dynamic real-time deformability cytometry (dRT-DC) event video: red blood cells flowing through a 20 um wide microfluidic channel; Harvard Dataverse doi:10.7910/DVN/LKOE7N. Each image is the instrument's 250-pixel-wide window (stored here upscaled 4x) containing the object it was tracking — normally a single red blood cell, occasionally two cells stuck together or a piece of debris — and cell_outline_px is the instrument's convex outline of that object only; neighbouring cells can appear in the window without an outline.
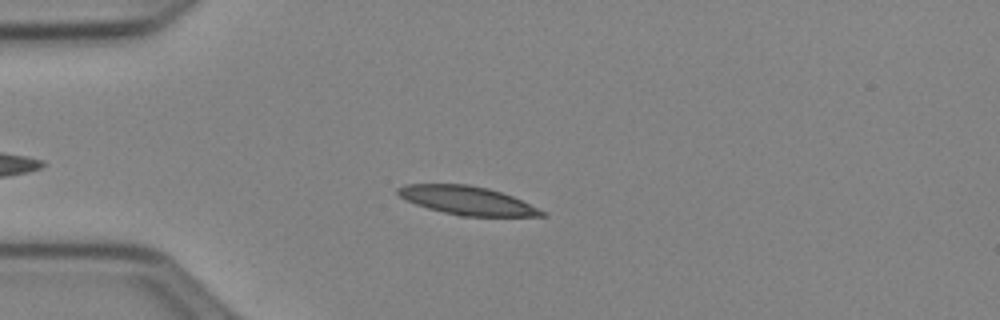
{"species": "Egyptian fruit bat (a non-hibernating species)", "species_latin": "Rousettus aegyptiacus", "temperature_condition": "cold", "stored_images_in_passage": 32, "camera_frame_rate_fps": 3000, "um_per_image_px": 0.085, "animal": {"sex": "female"}, "frame": {"image": 1, "passage_image": 8, "time_ms": 2.333, "image_size_px": [1000, 320], "cell_outline_px": [[548, 216], [460, 216], [428, 208], [404, 200], [396, 192], [396, 188], [404, 184], [468, 184], [488, 188], [512, 196], [544, 212]], "centroid_in_image_um": [39.64, 17.03], "position_along_channel_um": 45.4, "area_um2": 23.7}}
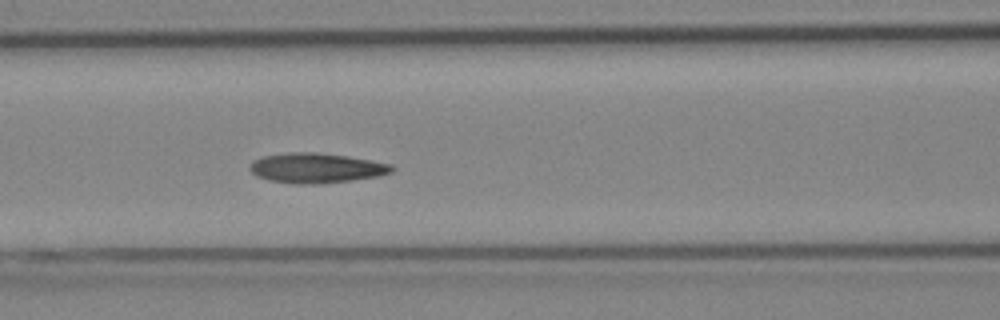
{"frame": {"image": 2, "passage_image": 17, "time_ms": 5.333, "image_size_px": [1000, 320], "cell_outline_px": [[396, 168], [392, 172], [376, 176], [352, 180], [304, 184], [296, 184], [272, 180], [256, 176], [248, 168], [252, 160], [264, 156], [292, 152], [316, 152], [348, 156], [392, 164]], "centroid_in_image_um": [26.88, 14.26], "position_along_channel_um": 139.7, "area_um2": 24.51}}
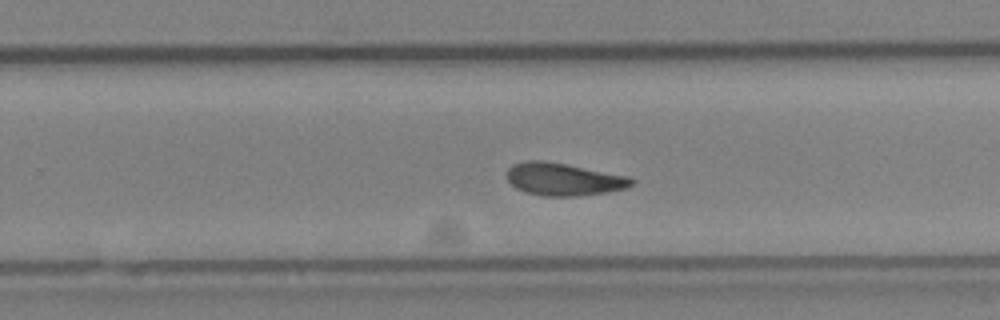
{"frame": {"image": 3, "passage_image": 28, "time_ms": 9.0, "image_size_px": [1000, 320], "cell_outline_px": [[636, 180], [632, 184], [624, 188], [604, 192], [576, 196], [544, 196], [528, 192], [516, 188], [508, 180], [508, 168], [512, 164], [524, 160], [544, 160], [628, 176]], "centroid_in_image_um": [47.87, 15.22], "position_along_channel_um": 281.9, "area_um2": 23.35}}